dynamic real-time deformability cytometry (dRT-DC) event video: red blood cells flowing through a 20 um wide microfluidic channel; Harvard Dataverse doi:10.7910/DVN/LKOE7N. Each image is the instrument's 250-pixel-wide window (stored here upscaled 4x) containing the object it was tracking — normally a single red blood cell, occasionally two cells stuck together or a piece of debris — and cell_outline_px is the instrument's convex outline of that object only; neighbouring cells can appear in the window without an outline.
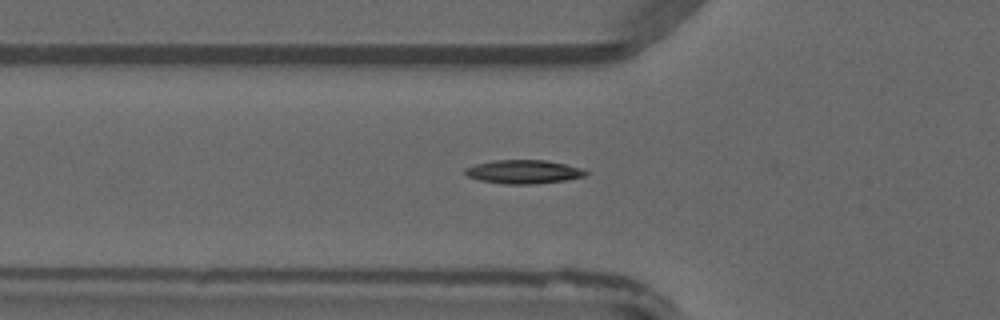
{"species": "common noctule bat (a hibernating species)", "species_latin": "Nyctalus noctula", "temperature_condition": "warm", "stored_images_in_passage": 34, "camera_frame_rate_fps": 3000, "um_per_image_px": 0.085, "animal": {"sex": "male", "forearm_length_mm": 52.5}, "frame": {"image": 1, "passage_image": 10, "time_ms": 3.0, "image_size_px": [1000, 320], "cell_outline_px": [[588, 172], [584, 176], [564, 180], [532, 184], [504, 184], [480, 180], [468, 176], [464, 172], [464, 168], [476, 164], [492, 160], [548, 160], [584, 168]], "centroid_in_image_um": [44.51, 14.59], "position_along_channel_um": 81.3, "area_um2": 16.65}}
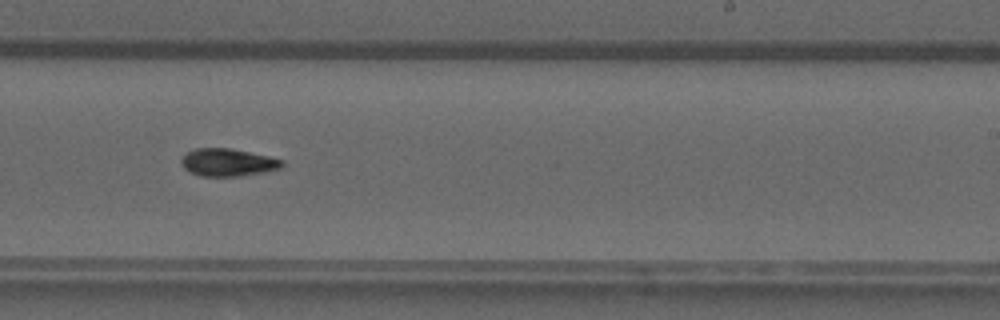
{"frame": {"image": 2, "passage_image": 23, "time_ms": 7.333, "image_size_px": [1000, 320], "cell_outline_px": [[284, 164], [280, 168], [264, 172], [240, 176], [200, 176], [184, 168], [180, 160], [188, 152], [196, 148], [232, 148], [268, 156], [284, 160]], "centroid_in_image_um": [19.39, 13.8], "position_along_channel_um": 269.6, "area_um2": 16.13}}
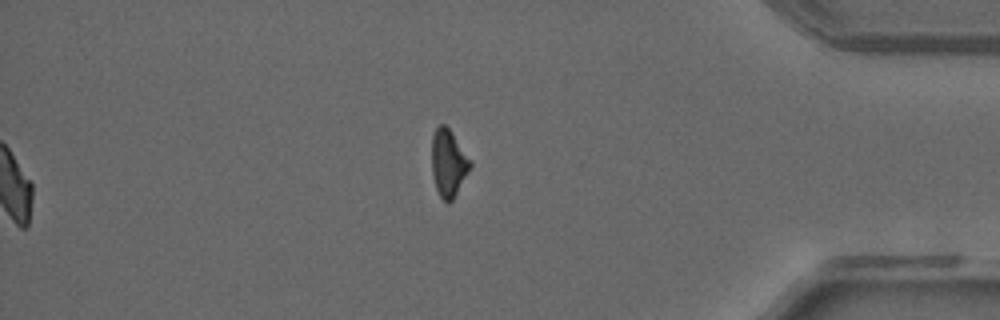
{"frame": {"image": 3, "passage_image": 34, "time_ms": 11.0, "image_size_px": [1000, 320], "cell_outline_px": [[472, 164], [468, 172], [452, 200], [448, 204], [440, 196], [436, 188], [432, 172], [432, 136], [436, 128], [440, 124], [444, 124], [452, 132], [472, 160]], "centroid_in_image_um": [38.12, 13.83], "position_along_channel_um": 397.1, "area_um2": 14.97}}